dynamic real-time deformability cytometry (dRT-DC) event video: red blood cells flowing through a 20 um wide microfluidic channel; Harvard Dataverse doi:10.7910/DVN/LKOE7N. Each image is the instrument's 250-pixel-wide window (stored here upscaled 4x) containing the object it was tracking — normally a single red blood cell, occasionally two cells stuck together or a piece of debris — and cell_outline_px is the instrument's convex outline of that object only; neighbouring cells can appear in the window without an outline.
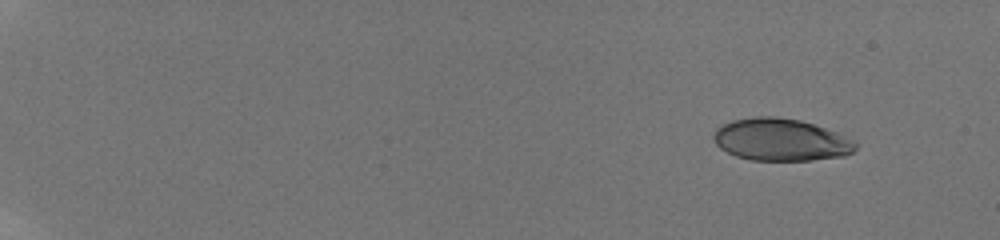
{"species": "human", "species_latin": "Homo sapiens", "temperature_condition": "room temperature", "stored_images_in_passage": 27, "camera_frame_rate_fps": 3000, "um_per_image_px": 0.085, "donor": {"sex": "male"}, "frame": {"image": 1, "passage_image": 1, "time_ms": 0.0, "image_size_px": [1000, 240], "cell_outline_px": [[856, 148], [852, 152], [844, 156], [812, 160], [752, 160], [736, 156], [720, 148], [716, 144], [712, 136], [716, 128], [732, 120], [756, 116], [776, 116], [800, 120], [836, 132], [856, 140]], "centroid_in_image_um": [66.37, 11.87], "position_along_channel_um": 18.6, "area_um2": 34.97}}
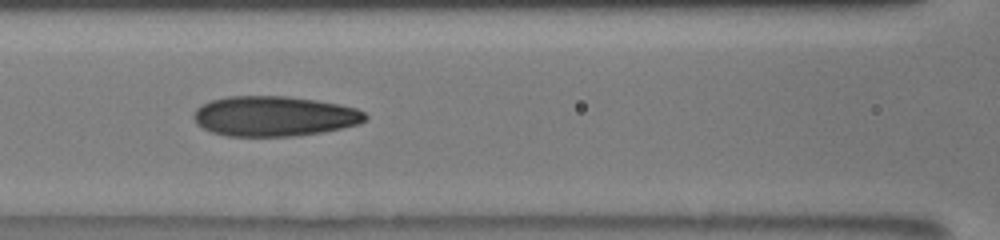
{"frame": {"image": 2, "passage_image": 11, "time_ms": 8.0, "image_size_px": [1000, 240], "cell_outline_px": [[368, 120], [360, 124], [320, 132], [296, 136], [228, 136], [212, 132], [196, 124], [192, 116], [196, 108], [212, 100], [228, 96], [288, 96], [316, 100], [340, 104], [356, 108], [364, 112], [368, 116]], "centroid_in_image_um": [23.32, 9.87], "position_along_channel_um": 143.3, "area_um2": 40.23}}
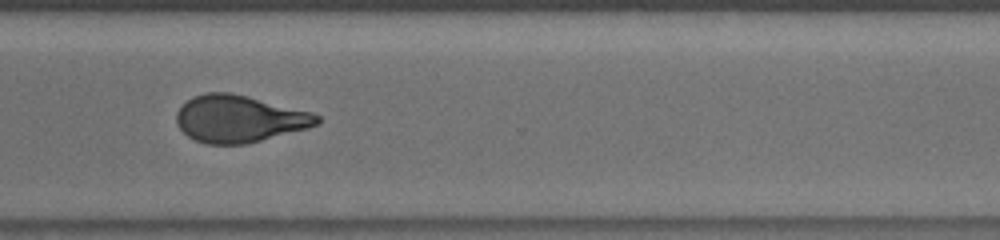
{"frame": {"image": 3, "passage_image": 23, "time_ms": 13.333, "image_size_px": [1000, 240], "cell_outline_px": [[320, 124], [308, 128], [248, 144], [208, 144], [196, 140], [188, 136], [176, 124], [176, 112], [192, 96], [204, 92], [232, 92], [312, 112], [320, 116]], "centroid_in_image_um": [20.34, 10.09], "position_along_channel_um": 350.3, "area_um2": 38.73}, "authors_computed_cell_mechanics": {"area_um2": 38.8416, "velocity_mm_per_s": 3.8801, "shape_relaxation_time_tau1_ms": 9.0695, "shape_relaxation_time_tau2_ms": 1.3521, "deformation_change_tau1": 0.274, "deformation_change_tau2": 0.0774}}